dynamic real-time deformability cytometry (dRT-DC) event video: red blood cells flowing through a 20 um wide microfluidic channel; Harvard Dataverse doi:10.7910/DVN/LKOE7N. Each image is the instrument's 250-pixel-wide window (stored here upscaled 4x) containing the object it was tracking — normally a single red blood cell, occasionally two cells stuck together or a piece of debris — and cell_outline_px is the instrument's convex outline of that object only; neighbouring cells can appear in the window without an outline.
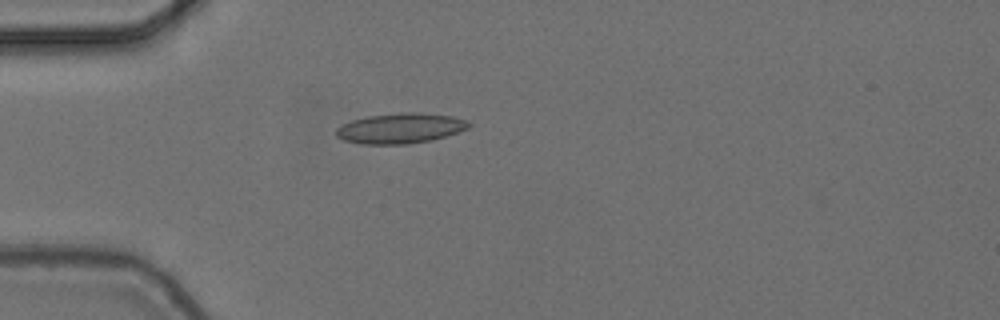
{"species": "common noctule bat (a hibernating species)", "species_latin": "Nyctalus noctula", "temperature_condition": "cold", "stored_images_in_passage": 5, "camera_frame_rate_fps": 3000, "um_per_image_px": 0.085, "animal": {"sex": "female", "body_mass_g": 24.6, "forearm_length_mm": 56.2}, "frame": {"image": 1, "passage_image": 4, "time_ms": 1.0, "image_size_px": [1000, 320], "cell_outline_px": [[472, 124], [468, 128], [432, 140], [408, 144], [364, 144], [344, 140], [336, 136], [336, 128], [352, 120], [368, 116], [400, 112], [416, 112], [452, 116], [468, 120]], "centroid_in_image_um": [34.04, 10.9], "position_along_channel_um": 51.0, "area_um2": 23.29}}